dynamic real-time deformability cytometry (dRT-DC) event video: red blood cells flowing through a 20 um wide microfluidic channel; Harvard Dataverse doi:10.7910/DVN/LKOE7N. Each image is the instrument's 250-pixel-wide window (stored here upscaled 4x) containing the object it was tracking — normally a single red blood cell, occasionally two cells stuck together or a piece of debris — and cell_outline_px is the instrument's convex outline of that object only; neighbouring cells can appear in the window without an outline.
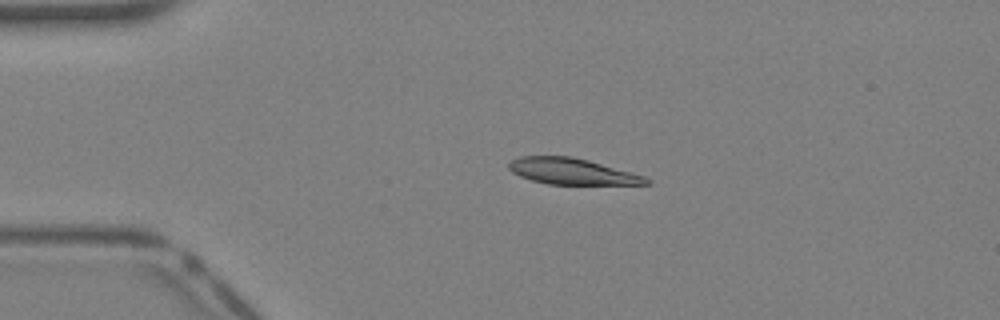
{"species": "Egyptian fruit bat (a non-hibernating species)", "species_latin": "Rousettus aegyptiacus", "temperature_condition": "warm", "stored_images_in_passage": 32, "camera_frame_rate_fps": 3000, "um_per_image_px": 0.085, "animal": {"sex": "female"}, "frame": {"image": 1, "passage_image": 1, "time_ms": 0.0, "image_size_px": [1000, 320], "cell_outline_px": [[652, 184], [548, 184], [532, 180], [520, 176], [512, 172], [508, 168], [508, 164], [512, 160], [520, 156], [572, 156], [588, 160], [632, 172], [644, 176], [652, 180]], "centroid_in_image_um": [48.63, 14.56], "position_along_channel_um": 36.4, "area_um2": 20.87}}
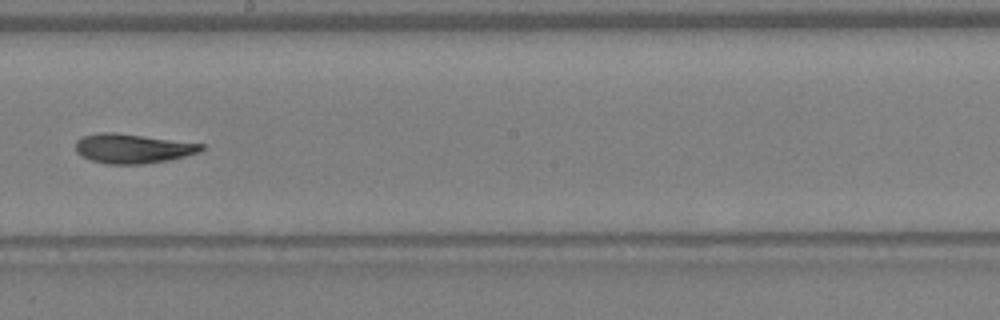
{"frame": {"image": 2, "passage_image": 15, "time_ms": 4.667, "image_size_px": [1000, 320], "cell_outline_px": [[204, 148], [200, 152], [168, 160], [140, 164], [108, 164], [92, 160], [76, 152], [76, 140], [84, 136], [100, 132], [116, 132], [204, 144]], "centroid_in_image_um": [11.28, 12.61], "position_along_channel_um": 236.9, "area_um2": 21.39}}
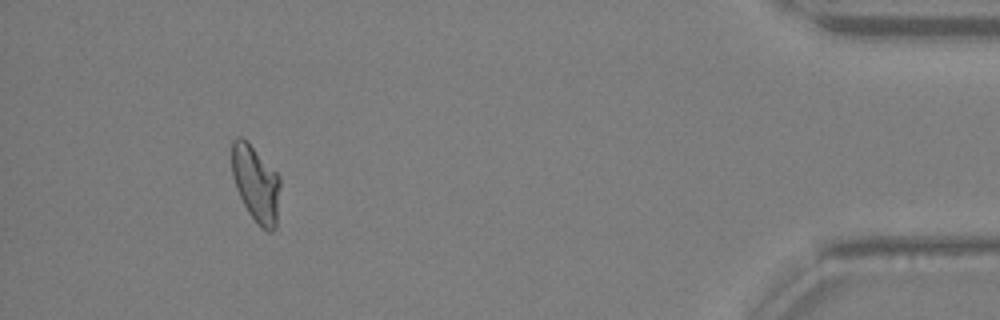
{"frame": {"image": 3, "passage_image": 29, "time_ms": 9.333, "image_size_px": [1000, 320], "cell_outline_px": [[280, 184], [276, 228], [272, 232], [268, 232], [260, 228], [256, 224], [248, 212], [236, 188], [232, 176], [232, 140], [236, 136], [240, 136], [280, 176]], "centroid_in_image_um": [21.75, 15.68], "position_along_channel_um": 413.5, "area_um2": 21.33}}